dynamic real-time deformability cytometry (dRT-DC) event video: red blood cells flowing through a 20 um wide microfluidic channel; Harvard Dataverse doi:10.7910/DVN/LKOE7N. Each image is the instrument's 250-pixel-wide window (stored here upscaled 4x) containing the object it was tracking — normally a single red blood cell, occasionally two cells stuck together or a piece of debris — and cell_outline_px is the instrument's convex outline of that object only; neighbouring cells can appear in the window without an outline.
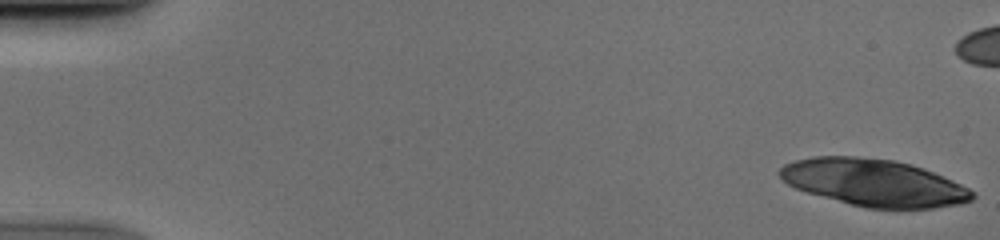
{"species": "human", "species_latin": "Homo sapiens", "temperature_condition": "cold", "stored_images_in_passage": 35, "camera_frame_rate_fps": 3000, "um_per_image_px": 0.085, "donor": {"sex": "male"}, "frame": {"image": 1, "passage_image": 1, "time_ms": 0.0, "image_size_px": [1000, 240], "cell_outline_px": [[976, 196], [972, 200], [960, 204], [932, 208], [864, 208], [808, 192], [796, 188], [788, 184], [776, 172], [784, 164], [796, 160], [816, 156], [856, 156], [892, 160], [908, 164], [932, 172], [960, 184], [968, 188]], "centroid_in_image_um": [74.25, 15.53], "position_along_channel_um": 10.7, "area_um2": 52.19}}
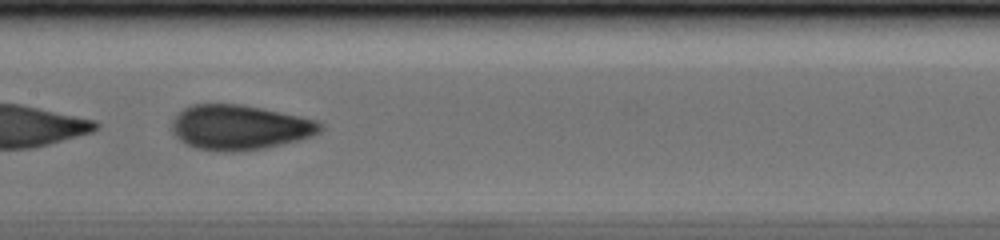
{"frame": {"image": 2, "passage_image": 27, "time_ms": 8.667, "image_size_px": [1000, 240], "cell_outline_px": [[324, 128], [320, 132], [296, 140], [264, 148], [232, 152], [224, 152], [196, 148], [180, 140], [172, 132], [172, 120], [184, 108], [192, 104], [240, 104], [260, 108], [316, 120], [324, 124]], "centroid_in_image_um": [20.34, 10.82], "position_along_channel_um": 187.1, "area_um2": 38.38}}
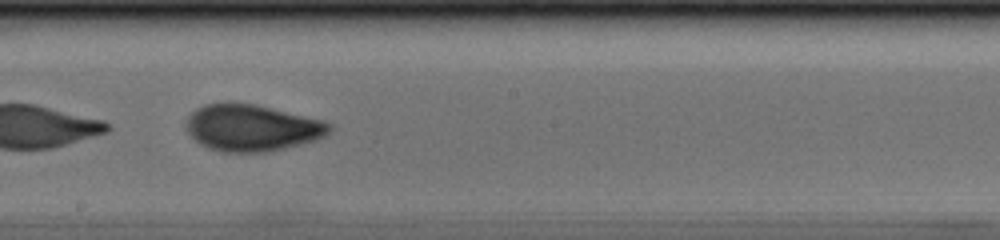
{"frame": {"image": 3, "passage_image": 30, "time_ms": 9.667, "image_size_px": [1000, 240], "cell_outline_px": [[332, 128], [324, 136], [316, 140], [268, 152], [220, 152], [208, 148], [200, 144], [188, 132], [184, 124], [188, 116], [196, 108], [204, 104], [256, 104], [324, 120], [332, 124]], "centroid_in_image_um": [21.41, 10.87], "position_along_channel_um": 226.8, "area_um2": 38.84}}